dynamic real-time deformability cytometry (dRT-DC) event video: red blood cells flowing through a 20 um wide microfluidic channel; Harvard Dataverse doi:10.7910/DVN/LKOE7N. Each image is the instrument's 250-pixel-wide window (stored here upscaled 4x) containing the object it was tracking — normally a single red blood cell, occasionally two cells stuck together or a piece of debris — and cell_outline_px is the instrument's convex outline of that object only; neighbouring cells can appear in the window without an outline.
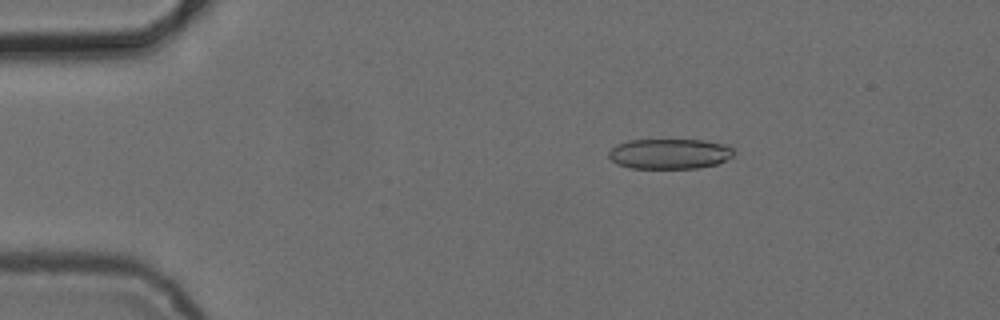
{"species": "common noctule bat (a hibernating species)", "species_latin": "Nyctalus noctula", "temperature_condition": "cold", "stored_images_in_passage": 4, "camera_frame_rate_fps": 3000, "um_per_image_px": 0.085, "animal": {"sex": "female", "body_mass_g": 24.6, "forearm_length_mm": 56.2}, "frame": {"image": 1, "passage_image": 3, "time_ms": 2.333, "image_size_px": [1000, 320], "cell_outline_px": [[736, 152], [732, 156], [716, 164], [696, 168], [628, 168], [616, 164], [608, 156], [608, 152], [616, 144], [628, 140], [704, 140], [728, 144]], "centroid_in_image_um": [56.91, 13.06], "position_along_channel_um": 28.1, "area_um2": 22.2}}